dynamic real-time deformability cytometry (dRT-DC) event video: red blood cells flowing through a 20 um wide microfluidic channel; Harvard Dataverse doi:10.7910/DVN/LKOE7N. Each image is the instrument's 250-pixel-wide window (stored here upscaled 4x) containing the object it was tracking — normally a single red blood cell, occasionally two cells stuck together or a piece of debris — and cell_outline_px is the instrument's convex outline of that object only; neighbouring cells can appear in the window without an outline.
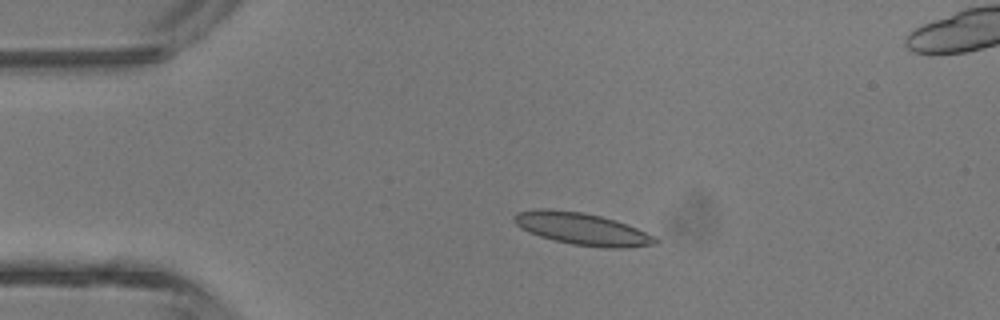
{"species": "common noctule bat (a hibernating species)", "species_latin": "Nyctalus noctula", "temperature_condition": "room temperature", "stored_images_in_passage": 4, "camera_frame_rate_fps": 3000, "um_per_image_px": 0.085, "animal": {"sex": "male", "body_mass_g": 13.3}, "frame": {"image": 1, "passage_image": 2, "time_ms": 1.333, "image_size_px": [1000, 320], "cell_outline_px": [[660, 240], [656, 244], [624, 248], [604, 248], [572, 244], [540, 236], [528, 232], [520, 228], [512, 220], [512, 216], [516, 212], [536, 208], [552, 208], [584, 212], [616, 220], [636, 228]], "centroid_in_image_um": [49.41, 19.43], "position_along_channel_um": 35.6, "area_um2": 26.59}}